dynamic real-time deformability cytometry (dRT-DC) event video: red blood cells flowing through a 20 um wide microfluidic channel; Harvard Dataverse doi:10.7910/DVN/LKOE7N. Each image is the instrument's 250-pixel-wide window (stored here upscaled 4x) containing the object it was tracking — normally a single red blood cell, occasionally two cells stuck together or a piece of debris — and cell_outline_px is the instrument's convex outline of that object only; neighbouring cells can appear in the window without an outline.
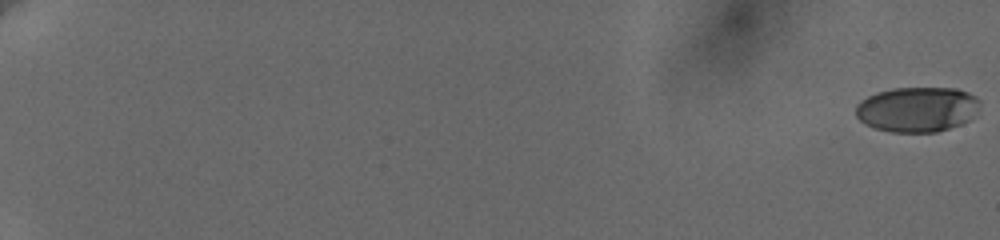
{"species": "human", "species_latin": "Homo sapiens", "temperature_condition": "cold", "stored_images_in_passage": 61, "camera_frame_rate_fps": 3000, "um_per_image_px": 0.085, "donor": {"sex": "female"}, "frame": {"image": 1, "passage_image": 1, "time_ms": 0.0, "image_size_px": [1000, 240], "cell_outline_px": [[980, 100], [968, 120], [960, 124], [936, 132], [892, 132], [876, 128], [860, 120], [856, 116], [856, 104], [860, 100], [876, 92], [892, 88], [956, 88], [968, 92], [976, 96]], "centroid_in_image_um": [77.92, 9.28], "position_along_channel_um": 7.1, "area_um2": 32.31}}
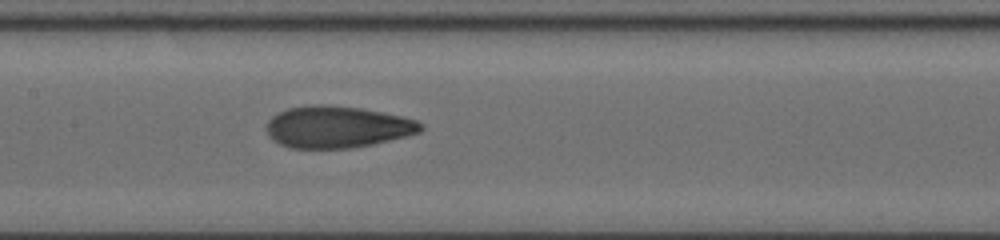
{"frame": {"image": 2, "passage_image": 35, "time_ms": 11.333, "image_size_px": [1000, 240], "cell_outline_px": [[424, 128], [420, 132], [372, 144], [348, 148], [288, 148], [272, 140], [268, 136], [264, 128], [268, 120], [276, 112], [288, 108], [312, 104], [324, 104], [360, 108], [400, 116], [416, 120]], "centroid_in_image_um": [28.57, 10.79], "position_along_channel_um": 178.8, "area_um2": 37.57}}
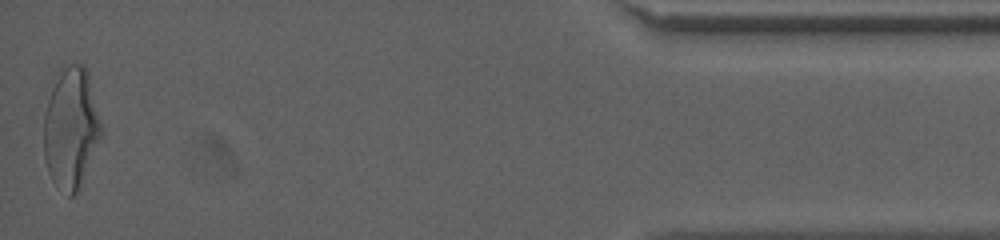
{"frame": {"image": 3, "passage_image": 61, "time_ms": 20.0, "image_size_px": [1000, 240], "cell_outline_px": [[100, 136], [76, 192], [72, 196], [68, 196], [52, 180], [48, 172], [44, 156], [44, 112], [52, 88], [56, 80], [68, 64], [84, 64], [88, 72], [100, 124]], "centroid_in_image_um": [5.99, 10.88], "position_along_channel_um": 429.2, "area_um2": 38.96}, "authors_computed_cell_mechanics": {"area_um2": 36.4718, "velocity_mm_per_s": 3.6469, "shape_relaxation_time_tau1_ms": 4.222, "shape_relaxation_time_tau2_ms": 1.2845, "deformation_change_tau1": 0.1813, "deformation_change_tau2": 0.0717}}